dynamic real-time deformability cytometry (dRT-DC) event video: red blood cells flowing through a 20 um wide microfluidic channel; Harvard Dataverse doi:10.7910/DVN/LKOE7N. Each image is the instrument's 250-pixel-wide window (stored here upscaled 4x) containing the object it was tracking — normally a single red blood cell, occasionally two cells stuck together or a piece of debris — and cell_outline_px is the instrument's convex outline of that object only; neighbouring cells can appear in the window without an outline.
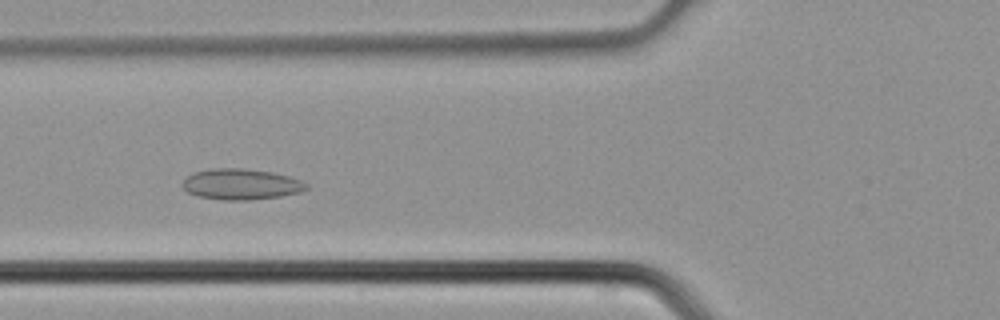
{"species": "common noctule bat (a hibernating species)", "species_latin": "Nyctalus noctula", "temperature_condition": "cold", "stored_images_in_passage": 3, "camera_frame_rate_fps": 3000, "um_per_image_px": 0.085, "animal": {"sex": "male", "body_mass_g": 21.5, "forearm_length_mm": 52.0}, "frame": {"image": 1, "passage_image": 3, "time_ms": 0.667, "image_size_px": [1000, 320], "cell_outline_px": [[308, 188], [300, 192], [280, 196], [248, 200], [224, 200], [196, 196], [188, 192], [180, 184], [192, 172], [212, 168], [244, 168], [272, 172], [288, 176], [300, 180], [308, 184]], "centroid_in_image_um": [20.46, 15.65], "position_along_channel_um": 105.3, "area_um2": 22.31}}